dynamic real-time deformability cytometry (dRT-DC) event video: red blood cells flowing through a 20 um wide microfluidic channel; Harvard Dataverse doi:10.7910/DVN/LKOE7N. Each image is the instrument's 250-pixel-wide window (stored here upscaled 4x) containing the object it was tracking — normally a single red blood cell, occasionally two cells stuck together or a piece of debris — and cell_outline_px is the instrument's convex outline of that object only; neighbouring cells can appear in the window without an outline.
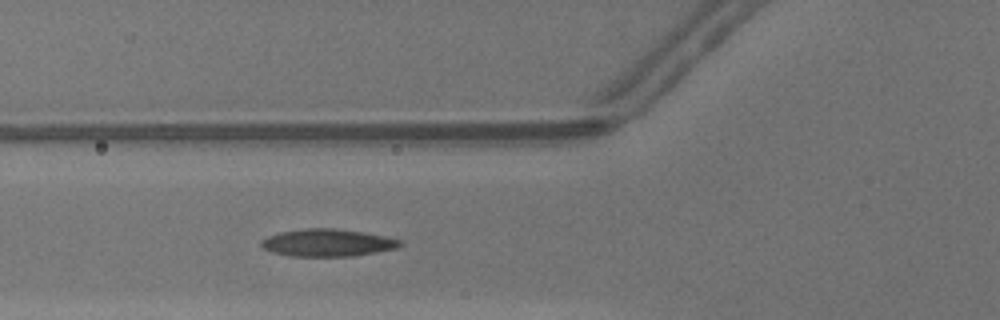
{"species": "common noctule bat (a hibernating species)", "species_latin": "Nyctalus noctula", "temperature_condition": "warm", "stored_images_in_passage": 28, "camera_frame_rate_fps": 3000, "um_per_image_px": 0.085, "animal": {"sex": "male", "body_mass_g": 13.3}, "frame": {"image": 1, "passage_image": 4, "time_ms": 1.0, "image_size_px": [1000, 320], "cell_outline_px": [[404, 244], [396, 248], [356, 256], [292, 256], [272, 252], [264, 248], [260, 244], [260, 240], [268, 236], [280, 232], [304, 228], [332, 228], [364, 232], [404, 240]], "centroid_in_image_um": [27.87, 20.63], "position_along_channel_um": 97.9, "area_um2": 22.25}}
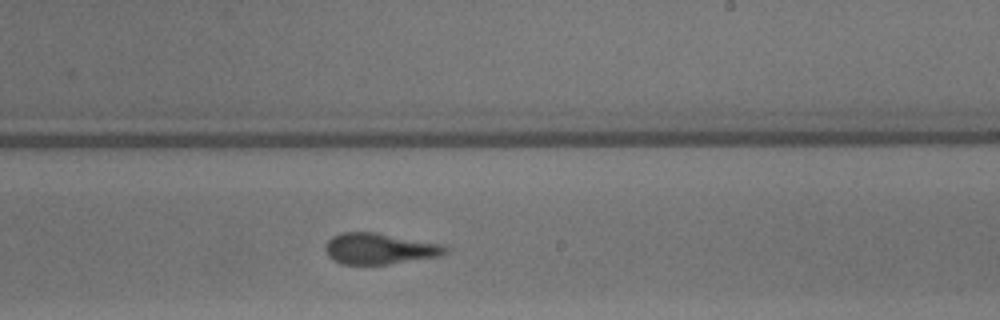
{"frame": {"image": 2, "passage_image": 15, "time_ms": 4.667, "image_size_px": [1000, 320], "cell_outline_px": [[448, 252], [440, 256], [392, 264], [340, 264], [332, 260], [328, 256], [324, 248], [328, 240], [332, 236], [340, 232], [376, 232], [444, 244], [448, 248]], "centroid_in_image_um": [32.26, 21.13], "position_along_channel_um": 256.7, "area_um2": 22.08}}
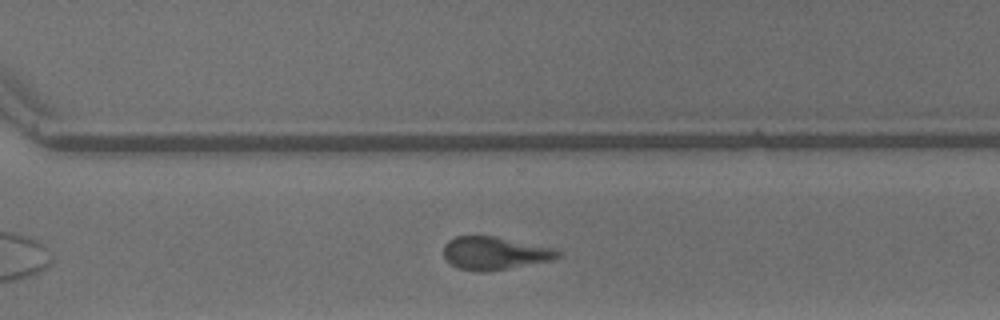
{"frame": {"image": 3, "passage_image": 20, "time_ms": 6.333, "image_size_px": [1000, 320], "cell_outline_px": [[560, 256], [552, 260], [508, 268], [484, 272], [476, 272], [456, 268], [444, 256], [444, 244], [448, 240], [456, 236], [496, 236], [552, 248], [560, 252]], "centroid_in_image_um": [42.01, 21.52], "position_along_channel_um": 328.6, "area_um2": 21.79}, "authors_computed_cell_mechanics": {"area_um2": 22.1374, "velocity_mm_per_s": 4.3161, "shape_relaxation_time_tau1_ms": 5.7255, "shape_relaxation_time_tau2_ms": 2.2185, "deformation_change_tau1": 0.1692, "deformation_change_tau2": 0.1084}}